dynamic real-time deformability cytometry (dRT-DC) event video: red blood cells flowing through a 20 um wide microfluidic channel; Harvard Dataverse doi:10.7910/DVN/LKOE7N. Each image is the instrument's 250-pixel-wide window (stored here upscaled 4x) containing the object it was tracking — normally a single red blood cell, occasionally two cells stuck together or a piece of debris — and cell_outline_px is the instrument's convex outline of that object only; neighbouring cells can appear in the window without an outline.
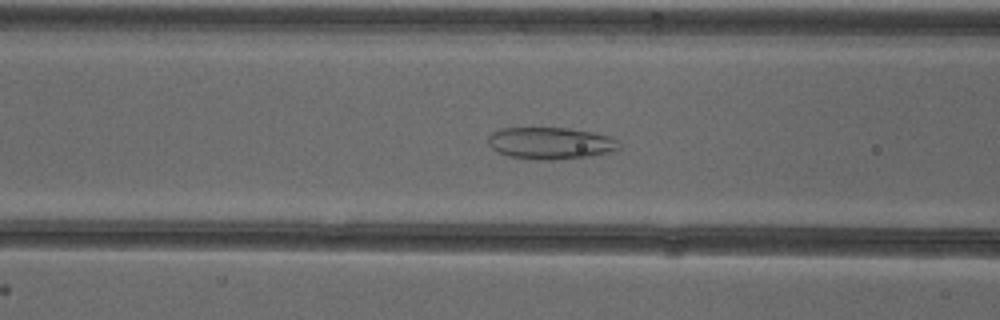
{"species": "common noctule bat (a hibernating species)", "species_latin": "Nyctalus noctula", "temperature_condition": "cold", "stored_images_in_passage": 51, "camera_frame_rate_fps": 3000, "um_per_image_px": 0.085, "animal": {"sex": "female"}, "frame": {"image": 1, "passage_image": 20, "time_ms": 6.333, "image_size_px": [1000, 320], "cell_outline_px": [[620, 148], [612, 152], [588, 156], [552, 160], [536, 160], [508, 156], [496, 152], [488, 144], [488, 136], [492, 132], [500, 128], [568, 128], [592, 132], [612, 136], [620, 144]], "centroid_in_image_um": [46.78, 12.17], "position_along_channel_um": 119.8, "area_um2": 24.57}}
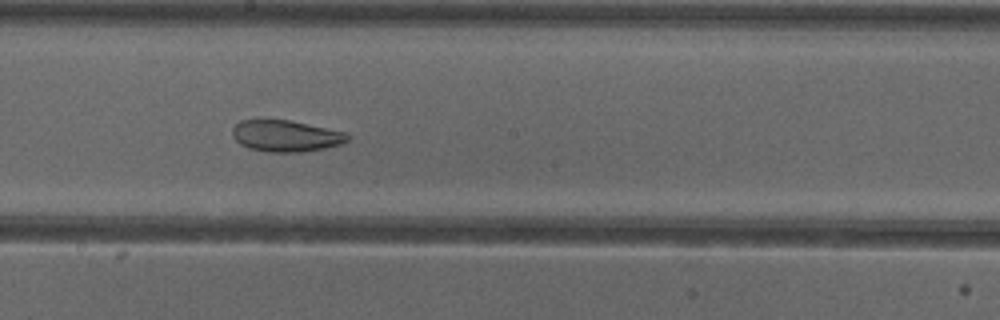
{"frame": {"image": 2, "passage_image": 28, "time_ms": 9.0, "image_size_px": [1000, 320], "cell_outline_px": [[352, 136], [348, 140], [340, 144], [324, 148], [304, 152], [268, 152], [248, 148], [240, 144], [232, 136], [232, 128], [240, 120], [260, 116], [264, 116], [288, 120], [348, 132]], "centroid_in_image_um": [24.25, 11.51], "position_along_channel_um": 224.0, "area_um2": 21.96}}
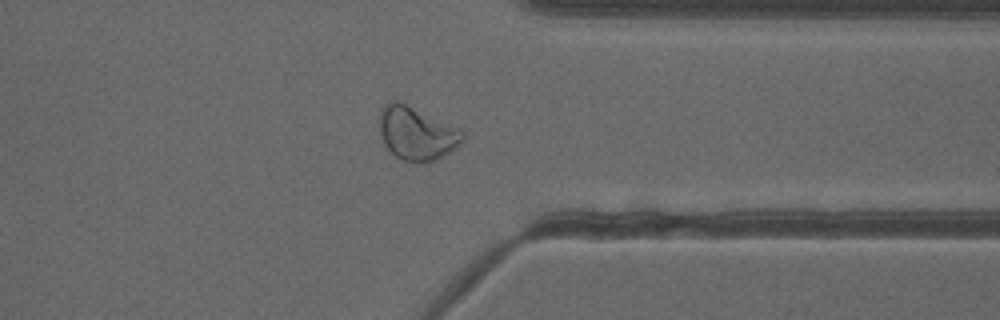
{"frame": {"image": 3, "passage_image": 40, "time_ms": 13.0, "image_size_px": [1000, 320], "cell_outline_px": [[464, 140], [456, 148], [424, 164], [400, 160], [384, 144], [380, 132], [380, 116], [384, 108], [392, 100], [396, 100], [460, 128], [464, 132]], "centroid_in_image_um": [35.44, 11.36], "position_along_channel_um": 376.0, "area_um2": 25.43}, "authors_computed_cell_mechanics": {"area_um2": 28.611, "velocity_mm_per_s": 3.8871, "shape_relaxation_time_tau1_ms": null, "shape_relaxation_time_tau2_ms": 1.9012, "deformation_change_tau1": null, "deformation_change_tau2": 0.0832}}